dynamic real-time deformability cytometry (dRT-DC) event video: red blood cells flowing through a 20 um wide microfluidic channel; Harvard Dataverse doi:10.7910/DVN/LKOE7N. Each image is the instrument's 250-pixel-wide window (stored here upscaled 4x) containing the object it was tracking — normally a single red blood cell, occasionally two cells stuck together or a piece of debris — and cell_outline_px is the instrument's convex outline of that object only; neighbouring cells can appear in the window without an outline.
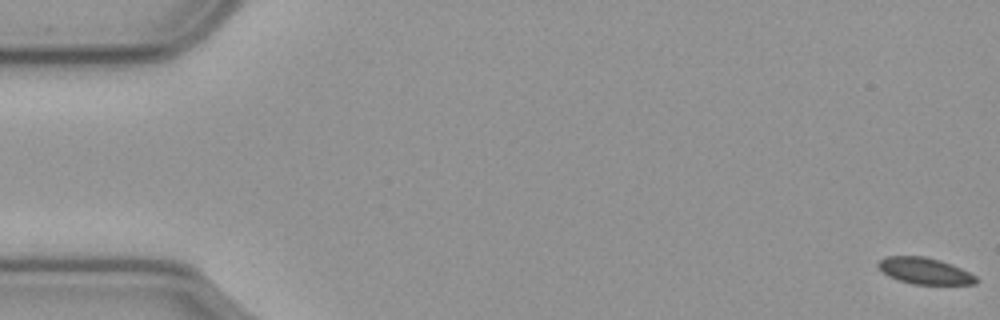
{"species": "common noctule bat (a hibernating species)", "species_latin": "Nyctalus noctula", "temperature_condition": "cold", "stored_images_in_passage": 12, "camera_frame_rate_fps": 3000, "um_per_image_px": 0.085, "animal": {"sex": "male", "body_mass_g": 23.1, "forearm_length_mm": 52.7}, "frame": {"image": 1, "passage_image": 1, "time_ms": 0.0, "image_size_px": [1000, 320], "cell_outline_px": [[976, 284], [912, 284], [888, 276], [876, 264], [880, 260], [888, 256], [924, 256], [940, 260], [952, 264], [976, 276]], "centroid_in_image_um": [78.59, 23.02], "position_along_channel_um": 6.4, "area_um2": 14.85}}